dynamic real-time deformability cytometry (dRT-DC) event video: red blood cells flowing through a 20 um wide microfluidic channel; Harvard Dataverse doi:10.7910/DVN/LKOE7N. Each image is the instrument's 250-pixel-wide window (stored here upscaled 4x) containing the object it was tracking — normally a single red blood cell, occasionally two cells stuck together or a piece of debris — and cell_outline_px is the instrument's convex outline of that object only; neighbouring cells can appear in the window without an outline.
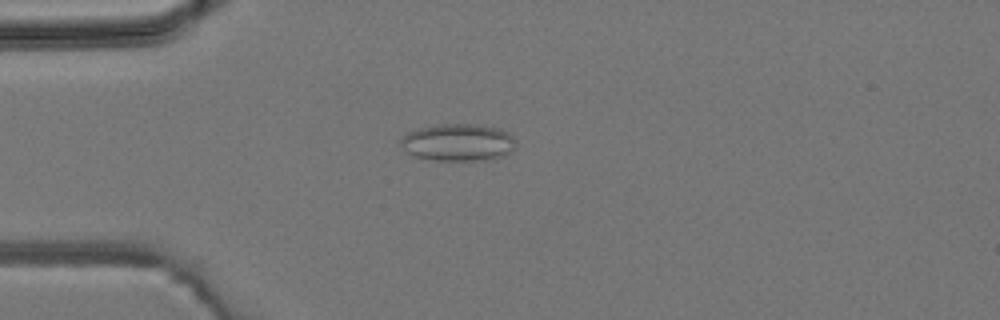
{"species": "common noctule bat (a hibernating species)", "species_latin": "Nyctalus noctula", "temperature_condition": "room temperature", "stored_images_in_passage": 5, "camera_frame_rate_fps": 3000, "um_per_image_px": 0.085, "animal": {"sex": "male", "body_mass_g": 19.2, "forearm_length_mm": 51.8}, "frame": {"image": 1, "passage_image": 4, "time_ms": 3.333, "image_size_px": [1000, 320], "cell_outline_px": [[516, 144], [512, 152], [504, 156], [492, 160], [432, 160], [416, 156], [408, 152], [400, 144], [400, 140], [408, 132], [416, 128], [440, 124], [468, 124], [500, 128], [508, 132], [516, 140]], "centroid_in_image_um": [38.98, 12.11], "position_along_channel_um": 46.0, "area_um2": 25.14}}